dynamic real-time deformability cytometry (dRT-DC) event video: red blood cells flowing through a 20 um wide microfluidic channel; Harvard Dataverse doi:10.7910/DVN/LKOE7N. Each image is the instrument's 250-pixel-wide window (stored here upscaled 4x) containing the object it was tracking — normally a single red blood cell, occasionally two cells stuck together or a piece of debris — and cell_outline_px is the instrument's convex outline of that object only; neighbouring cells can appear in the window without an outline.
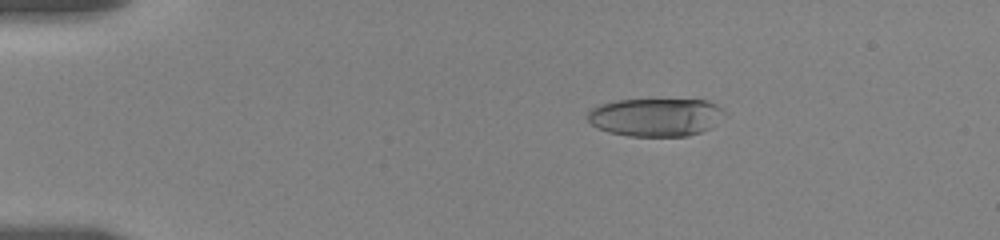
{"species": "human", "species_latin": "Homo sapiens", "temperature_condition": "room temperature", "stored_images_in_passage": 39, "camera_frame_rate_fps": 3000, "um_per_image_px": 0.085, "donor": {"sex": "female"}, "frame": {"image": 1, "passage_image": 5, "time_ms": 3.0, "image_size_px": [1000, 240], "cell_outline_px": [[728, 116], [712, 128], [688, 136], [628, 136], [608, 132], [596, 128], [588, 120], [588, 112], [592, 108], [600, 104], [616, 100], [708, 100], [716, 104], [728, 112]], "centroid_in_image_um": [55.81, 9.96], "position_along_channel_um": 29.2, "area_um2": 30.92}}
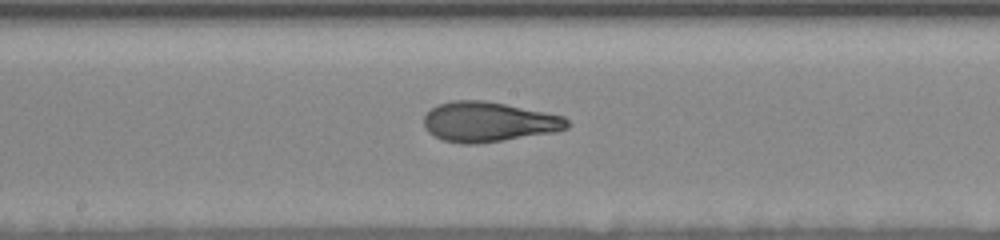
{"frame": {"image": 2, "passage_image": 18, "time_ms": 10.0, "image_size_px": [1000, 240], "cell_outline_px": [[572, 124], [568, 128], [556, 132], [504, 140], [476, 144], [464, 144], [444, 140], [428, 132], [424, 128], [424, 116], [432, 108], [440, 104], [452, 100], [484, 100], [564, 116]], "centroid_in_image_um": [41.55, 10.36], "position_along_channel_um": 206.6, "area_um2": 33.29}}
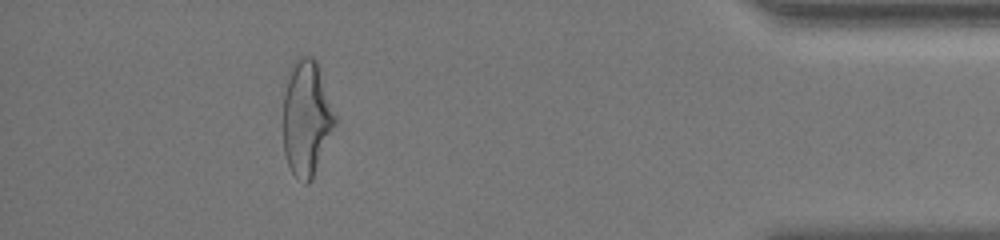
{"frame": {"image": 3, "passage_image": 34, "time_ms": 17.0, "image_size_px": [1000, 240], "cell_outline_px": [[336, 124], [312, 180], [308, 184], [304, 184], [292, 172], [288, 164], [284, 152], [284, 76], [288, 68], [300, 56], [312, 56], [316, 60], [336, 116]], "centroid_in_image_um": [26.04, 10.01], "position_along_channel_um": 409.2, "area_um2": 35.08}, "authors_computed_cell_mechanics": {"area_um2": 33.1194, "velocity_mm_per_s": 3.519, "shape_relaxation_time_tau1_ms": 6.351, "shape_relaxation_time_tau2_ms": 1.4148, "deformation_change_tau1": 0.2281, "deformation_change_tau2": 0.0913}}